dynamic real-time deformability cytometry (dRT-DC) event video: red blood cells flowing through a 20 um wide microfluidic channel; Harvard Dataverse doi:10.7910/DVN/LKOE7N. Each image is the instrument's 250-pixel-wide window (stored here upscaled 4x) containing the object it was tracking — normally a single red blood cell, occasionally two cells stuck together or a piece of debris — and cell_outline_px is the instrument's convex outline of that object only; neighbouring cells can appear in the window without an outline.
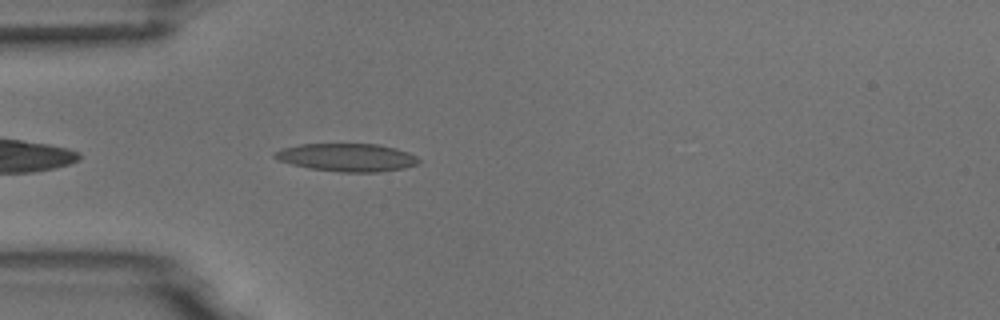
{"species": "common noctule bat (a hibernating species)", "species_latin": "Nyctalus noctula", "temperature_condition": "room temperature", "stored_images_in_passage": 39, "camera_frame_rate_fps": 3000, "um_per_image_px": 0.085, "animal": {"sex": "male", "body_mass_g": 18.8}, "frame": {"image": 1, "passage_image": 1, "time_ms": 0.0, "image_size_px": [1000, 320], "cell_outline_px": [[420, 160], [416, 164], [404, 168], [380, 172], [340, 172], [308, 168], [276, 160], [272, 156], [276, 152], [284, 148], [300, 144], [380, 144], [396, 148], [408, 152], [416, 156]], "centroid_in_image_um": [29.5, 13.38], "position_along_channel_um": 55.5, "area_um2": 23.47}}
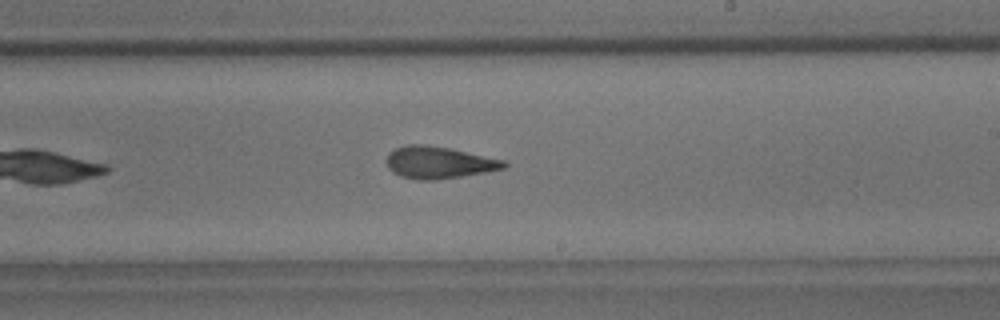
{"frame": {"image": 2, "passage_image": 17, "time_ms": 5.333, "image_size_px": [1000, 320], "cell_outline_px": [[508, 164], [504, 168], [464, 176], [432, 180], [416, 180], [400, 176], [392, 172], [388, 168], [388, 152], [396, 148], [408, 144], [424, 144], [448, 148], [504, 160]], "centroid_in_image_um": [37.27, 13.82], "position_along_channel_um": 251.7, "area_um2": 21.73}}
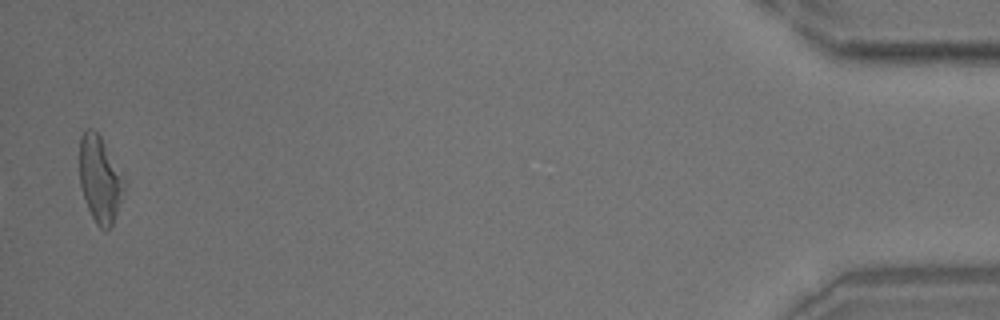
{"frame": {"image": 3, "passage_image": 38, "time_ms": 12.333, "image_size_px": [1000, 320], "cell_outline_px": [[124, 188], [112, 228], [100, 228], [96, 224], [88, 208], [80, 184], [80, 136], [88, 128], [92, 128], [100, 136], [104, 144]], "centroid_in_image_um": [8.43, 15.28], "position_along_channel_um": 426.8, "area_um2": 21.15}, "authors_computed_cell_mechanics": {"area_um2": 21.6172, "velocity_mm_per_s": 3.7743, "shape_relaxation_time_tau1_ms": 6.7478, "shape_relaxation_time_tau2_ms": 2.7871, "deformation_change_tau1": 0.1777, "deformation_change_tau2": 0.1186}}